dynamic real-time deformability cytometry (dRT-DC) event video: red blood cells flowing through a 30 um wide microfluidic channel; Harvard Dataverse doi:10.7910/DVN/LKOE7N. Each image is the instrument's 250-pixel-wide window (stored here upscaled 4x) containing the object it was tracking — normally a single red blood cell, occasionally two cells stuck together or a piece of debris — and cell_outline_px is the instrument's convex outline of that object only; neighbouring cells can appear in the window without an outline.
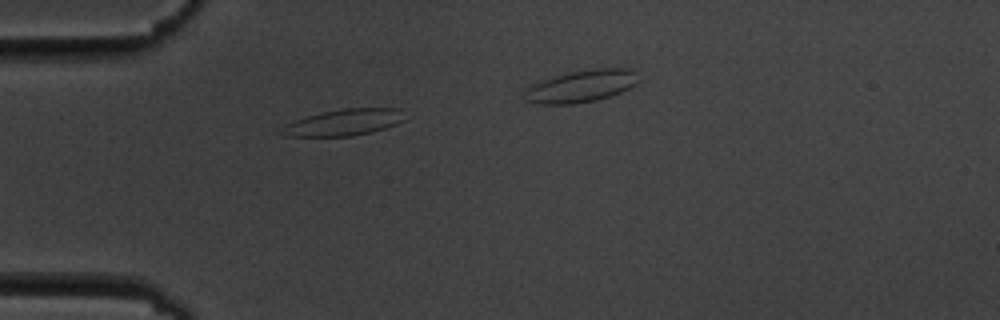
{"species": "common noctule bat (a hibernating species)", "species_latin": "Nyctalus noctula", "temperature_condition": "cold", "stored_images_in_passage": 2, "segment_of_instrument_passage": [1, 2], "camera_frame_rate_fps": 3000, "um_per_image_px": 0.085, "animal": {"sex": "male", "body_mass_g": 19.5, "forearm_length_mm": 54.6}, "frame": {"image": 1, "passage_image": 1, "time_ms": 0.0, "image_size_px": [1000, 320], "cell_outline_px": [[408, 120], [372, 132], [352, 136], [284, 136], [276, 132], [288, 124], [296, 120], [308, 116], [324, 112], [344, 108], [400, 108]], "centroid_in_image_um": [29.28, 10.4], "position_along_channel_um": 55.7, "area_um2": 18.96}}